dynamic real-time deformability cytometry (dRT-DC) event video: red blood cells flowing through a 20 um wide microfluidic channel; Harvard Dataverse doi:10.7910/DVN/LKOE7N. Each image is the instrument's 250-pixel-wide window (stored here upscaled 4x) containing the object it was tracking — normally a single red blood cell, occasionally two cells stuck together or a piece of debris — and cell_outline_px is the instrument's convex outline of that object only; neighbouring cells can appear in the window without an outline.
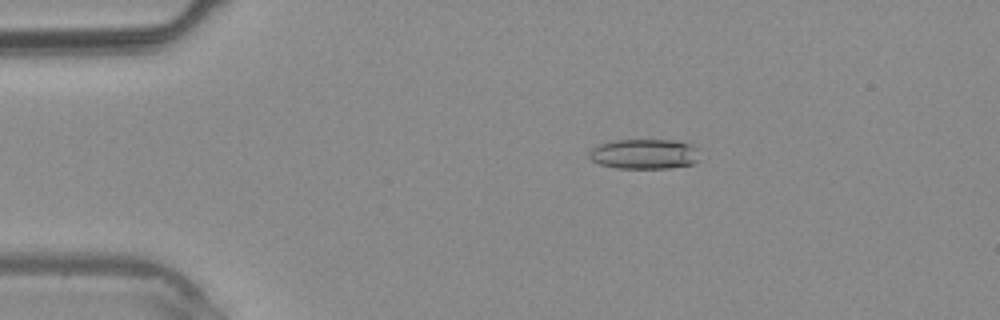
{"species": "common noctule bat (a hibernating species)", "species_latin": "Nyctalus noctula", "temperature_condition": "warm", "stored_images_in_passage": 38, "camera_frame_rate_fps": 3000, "um_per_image_px": 0.085, "animal": {"sex": "male", "body_mass_g": 20.4}, "frame": {"image": 1, "passage_image": 8, "time_ms": 2.333, "image_size_px": [1000, 320], "cell_outline_px": [[700, 160], [692, 164], [668, 168], [616, 168], [600, 164], [592, 160], [588, 156], [588, 152], [592, 148], [600, 144], [616, 140], [676, 140], [692, 144], [696, 148]], "centroid_in_image_um": [54.78, 13.09], "position_along_channel_um": 30.2, "area_um2": 19.42}}
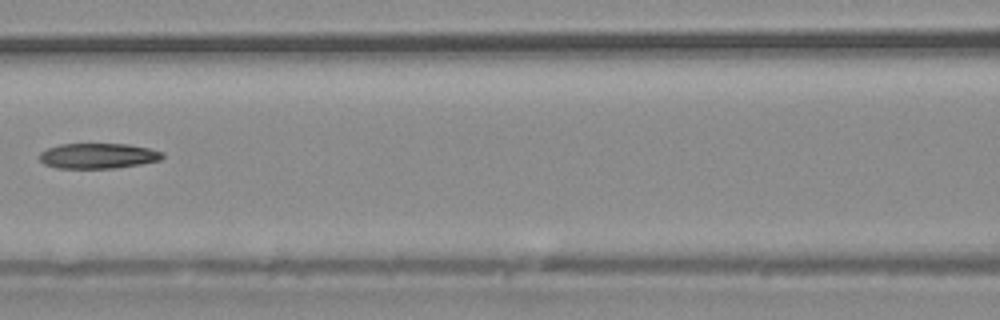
{"frame": {"image": 2, "passage_image": 18, "time_ms": 5.667, "image_size_px": [1000, 320], "cell_outline_px": [[164, 156], [160, 160], [140, 164], [116, 168], [56, 168], [44, 164], [40, 160], [40, 152], [48, 148], [60, 144], [128, 144], [148, 148], [164, 152]], "centroid_in_image_um": [8.34, 13.25], "position_along_channel_um": 158.3, "area_um2": 18.15}}
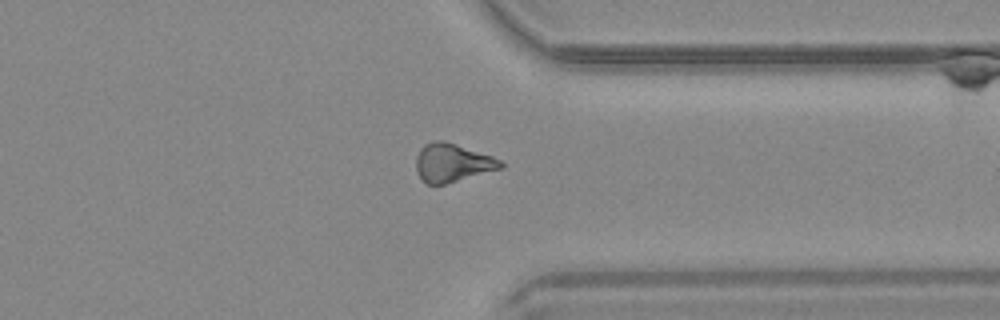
{"frame": {"image": 3, "passage_image": 30, "time_ms": 9.667, "image_size_px": [1000, 320], "cell_outline_px": [[504, 168], [444, 184], [428, 184], [416, 172], [416, 156], [420, 148], [424, 144], [432, 140], [444, 140], [492, 156], [500, 160], [504, 164]], "centroid_in_image_um": [38.44, 13.82], "position_along_channel_um": 373.0, "area_um2": 18.9}}